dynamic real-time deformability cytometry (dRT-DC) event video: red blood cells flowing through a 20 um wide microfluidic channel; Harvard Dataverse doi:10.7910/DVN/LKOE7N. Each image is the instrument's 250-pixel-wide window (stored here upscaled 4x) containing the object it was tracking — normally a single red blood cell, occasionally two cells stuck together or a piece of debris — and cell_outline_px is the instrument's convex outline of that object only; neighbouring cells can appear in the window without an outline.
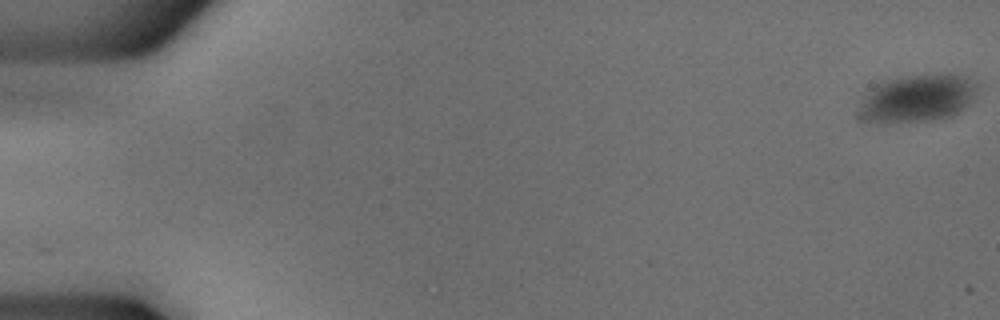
{"species": "common noctule bat (a hibernating species)", "species_latin": "Nyctalus noctula", "temperature_condition": "cold", "stored_images_in_passage": 5, "camera_frame_rate_fps": 3000, "um_per_image_px": 0.085, "animal": {"sex": "male", "body_mass_g": 18.8}, "frame": {"image": 1, "passage_image": 1, "time_ms": 0.0, "image_size_px": [1000, 320], "cell_outline_px": [[980, 84], [976, 92], [968, 104], [960, 112], [948, 116], [928, 120], [872, 120], [864, 112], [864, 100], [872, 88], [888, 80], [900, 76], [940, 72], [952, 72], [964, 76]], "centroid_in_image_um": [78.21, 8.24], "position_along_channel_um": 6.8, "area_um2": 31.44}}